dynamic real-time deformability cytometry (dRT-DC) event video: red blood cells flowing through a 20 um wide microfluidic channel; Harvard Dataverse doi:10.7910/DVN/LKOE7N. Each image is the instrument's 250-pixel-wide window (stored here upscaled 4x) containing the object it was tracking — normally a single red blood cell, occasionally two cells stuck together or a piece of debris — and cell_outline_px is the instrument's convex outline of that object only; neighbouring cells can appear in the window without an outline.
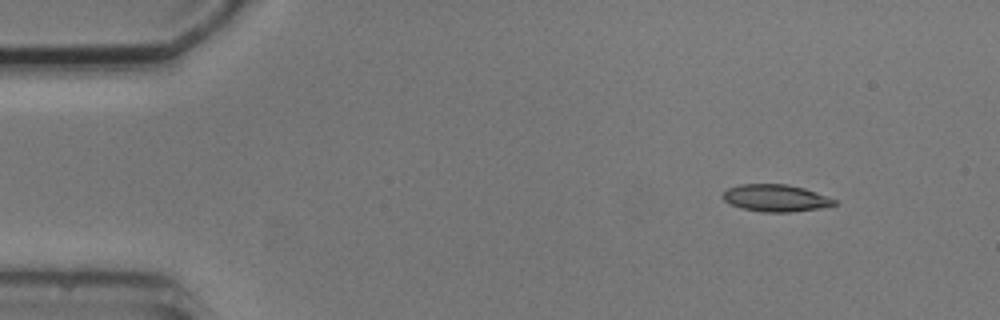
{"species": "common noctule bat (a hibernating species)", "species_latin": "Nyctalus noctula", "temperature_condition": "cold", "stored_images_in_passage": 4, "camera_frame_rate_fps": 3000, "um_per_image_px": 0.085, "animal": {"sex": "male", "body_mass_g": 20.5, "forearm_length_mm": 52.5}, "frame": {"image": 1, "passage_image": 1, "time_ms": 0.0, "image_size_px": [1000, 320], "cell_outline_px": [[836, 204], [820, 208], [792, 212], [760, 212], [740, 208], [724, 200], [720, 196], [728, 188], [740, 184], [788, 184], [804, 188], [816, 192], [836, 200]], "centroid_in_image_um": [65.91, 16.83], "position_along_channel_um": 19.1, "area_um2": 17.63}}
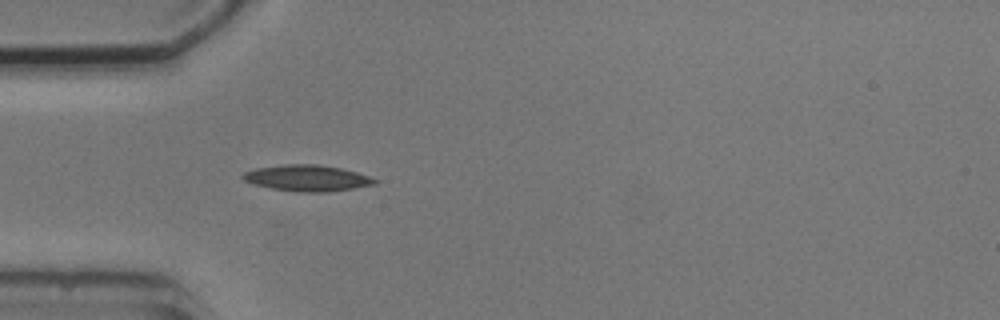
{"frame": {"image": 2, "passage_image": 4, "time_ms": 3.333, "image_size_px": [1000, 320], "cell_outline_px": [[380, 180], [376, 184], [328, 192], [296, 192], [272, 188], [252, 184], [244, 180], [240, 176], [244, 172], [256, 168], [284, 164], [316, 164], [340, 168], [356, 172]], "centroid_in_image_um": [26.09, 15.14], "position_along_channel_um": 58.9, "area_um2": 20.11}}